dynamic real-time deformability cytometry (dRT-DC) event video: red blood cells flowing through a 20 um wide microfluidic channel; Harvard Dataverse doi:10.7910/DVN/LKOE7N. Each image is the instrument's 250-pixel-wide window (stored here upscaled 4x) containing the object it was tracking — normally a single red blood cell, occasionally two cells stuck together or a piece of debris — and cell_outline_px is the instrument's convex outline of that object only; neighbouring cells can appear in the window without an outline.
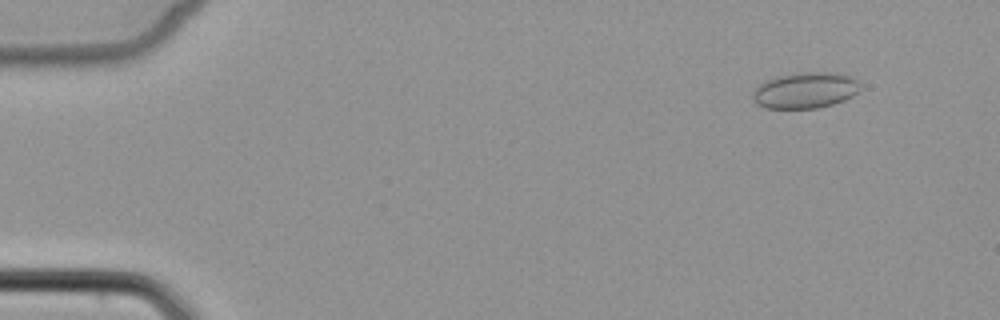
{"species": "common noctule bat (a hibernating species)", "species_latin": "Nyctalus noctula", "temperature_condition": "cold", "stored_images_in_passage": 4, "camera_frame_rate_fps": 3000, "um_per_image_px": 0.085, "animal": {"sex": "female", "body_mass_g": 22.7, "forearm_length_mm": 54.2}, "frame": {"image": 1, "passage_image": 1, "time_ms": 0.0, "image_size_px": [1000, 320], "cell_outline_px": [[860, 88], [852, 96], [844, 100], [832, 104], [816, 108], [764, 108], [756, 104], [752, 100], [752, 92], [764, 80], [776, 76], [800, 72], [832, 72], [852, 76], [860, 84]], "centroid_in_image_um": [68.41, 7.67], "position_along_channel_um": 16.6, "area_um2": 22.72}}
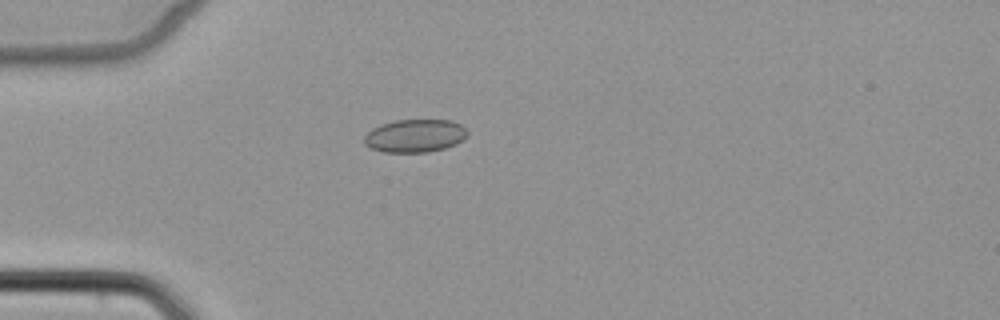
{"frame": {"image": 2, "passage_image": 4, "time_ms": 3.333, "image_size_px": [1000, 320], "cell_outline_px": [[468, 132], [464, 140], [456, 144], [444, 148], [428, 152], [384, 152], [372, 148], [364, 144], [364, 136], [372, 128], [380, 124], [396, 120], [452, 120], [460, 124]], "centroid_in_image_um": [35.27, 11.54], "position_along_channel_um": 49.7, "area_um2": 19.88}}